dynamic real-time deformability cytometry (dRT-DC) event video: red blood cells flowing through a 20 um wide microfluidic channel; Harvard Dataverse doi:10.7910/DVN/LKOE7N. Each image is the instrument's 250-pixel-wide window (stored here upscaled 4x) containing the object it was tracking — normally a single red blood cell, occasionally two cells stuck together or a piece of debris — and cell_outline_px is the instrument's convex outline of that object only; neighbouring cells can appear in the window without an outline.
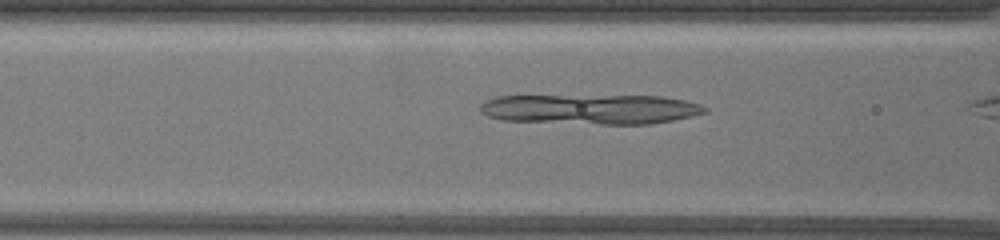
{"species": "common noctule bat (a hibernating species)", "species_latin": "Nyctalus noctula", "temperature_condition": "warm", "stored_images_in_passage": 34, "camera_frame_rate_fps": 3000, "um_per_image_px": 0.085, "animal": {"sex": "female", "body_mass_g": 19.5, "forearm_length_mm": 54.1}, "frame": {"image": 1, "passage_image": 32, "time_ms": 10.333, "image_size_px": [1000, 240], "cell_outline_px": [[708, 112], [692, 116], [652, 124], [600, 124], [504, 120], [488, 116], [480, 112], [480, 104], [484, 100], [496, 96], [660, 96], [684, 100], [700, 104], [708, 108]], "centroid_in_image_um": [50.21, 9.28], "position_along_channel_um": 116.4, "area_um2": 39.19}}